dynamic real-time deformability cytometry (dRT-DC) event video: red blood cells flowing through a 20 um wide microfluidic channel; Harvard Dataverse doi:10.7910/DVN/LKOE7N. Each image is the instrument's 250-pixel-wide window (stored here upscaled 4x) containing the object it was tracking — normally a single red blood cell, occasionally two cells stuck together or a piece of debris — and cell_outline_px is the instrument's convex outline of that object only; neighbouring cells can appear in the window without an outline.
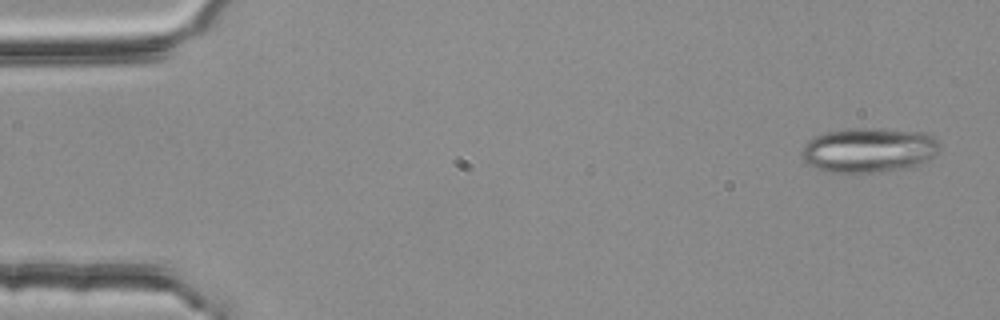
{"species": "common noctule bat (a hibernating species)", "species_latin": "Nyctalus noctula", "temperature_condition": "room temperature", "stored_images_in_passage": 17, "camera_frame_rate_fps": 3000, "um_per_image_px": 0.085, "animal": {"sex": "female", "body_mass_g": 25.1}, "frame": {"image": 1, "passage_image": 3, "time_ms": 0.667, "image_size_px": [1000, 320], "cell_outline_px": [[940, 148], [924, 164], [908, 168], [876, 172], [820, 172], [808, 164], [800, 156], [804, 144], [808, 140], [816, 136], [828, 132], [852, 128], [876, 128], [928, 132], [940, 144]], "centroid_in_image_um": [73.85, 12.76], "position_along_channel_um": 11.2, "area_um2": 36.36}}